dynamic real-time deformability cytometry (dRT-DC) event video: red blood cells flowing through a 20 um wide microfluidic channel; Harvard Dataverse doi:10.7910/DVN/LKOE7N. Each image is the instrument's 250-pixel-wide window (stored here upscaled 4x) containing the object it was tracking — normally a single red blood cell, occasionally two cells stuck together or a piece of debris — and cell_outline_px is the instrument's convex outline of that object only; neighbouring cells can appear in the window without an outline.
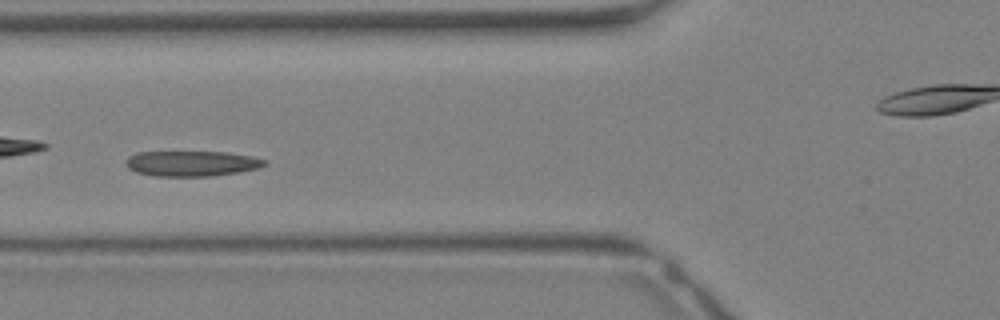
{"species": "Egyptian fruit bat (a non-hibernating species)", "species_latin": "Rousettus aegyptiacus", "temperature_condition": "warm", "stored_images_in_passage": 25, "camera_frame_rate_fps": 3000, "um_per_image_px": 0.085, "animal": {"sex": "female"}, "frame": {"image": 1, "passage_image": 4, "time_ms": 1.0, "image_size_px": [1000, 320], "cell_outline_px": [[268, 164], [260, 168], [240, 172], [212, 176], [152, 176], [136, 172], [128, 168], [124, 164], [128, 156], [136, 152], [224, 152], [252, 156], [268, 160]], "centroid_in_image_um": [16.31, 13.9], "position_along_channel_um": 109.5, "area_um2": 20.81}}
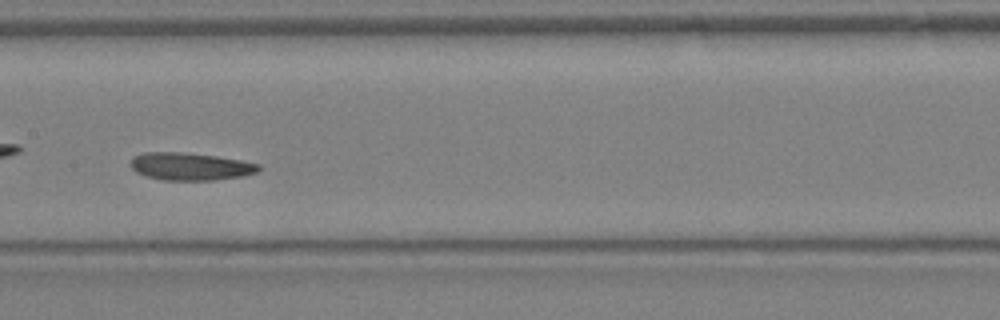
{"frame": {"image": 2, "passage_image": 8, "time_ms": 2.333, "image_size_px": [1000, 320], "cell_outline_px": [[260, 168], [256, 172], [240, 176], [212, 180], [164, 180], [148, 176], [136, 172], [128, 164], [132, 156], [144, 152], [180, 152], [216, 156], [240, 160], [260, 164]], "centroid_in_image_um": [16.12, 14.13], "position_along_channel_um": 191.3, "area_um2": 20.46}}